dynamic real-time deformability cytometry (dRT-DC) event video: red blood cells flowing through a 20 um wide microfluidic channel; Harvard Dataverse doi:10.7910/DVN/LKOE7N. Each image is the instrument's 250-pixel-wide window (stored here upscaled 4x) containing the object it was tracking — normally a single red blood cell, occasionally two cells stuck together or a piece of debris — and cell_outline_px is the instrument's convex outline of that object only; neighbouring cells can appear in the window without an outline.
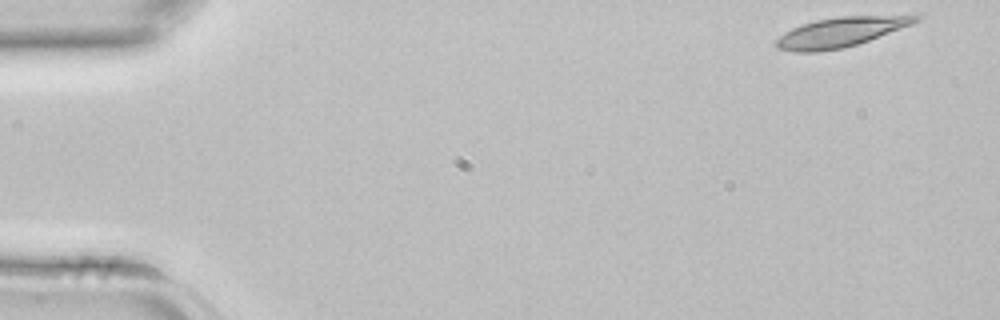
{"species": "common noctule bat (a hibernating species)", "species_latin": "Nyctalus noctula", "temperature_condition": "room temperature", "stored_images_in_passage": 3, "camera_frame_rate_fps": 3000, "um_per_image_px": 0.085, "animal": {"sex": "female", "body_mass_g": 22.7, "forearm_length_mm": 54.2}, "frame": {"image": 1, "passage_image": 1, "time_ms": 0.0, "image_size_px": [1000, 320], "cell_outline_px": [[924, 16], [920, 20], [912, 24], [868, 40], [844, 48], [816, 52], [792, 52], [776, 48], [776, 40], [784, 32], [792, 28], [816, 20], [840, 16]], "centroid_in_image_um": [71.39, 2.74], "position_along_channel_um": 13.6, "area_um2": 23.7}}
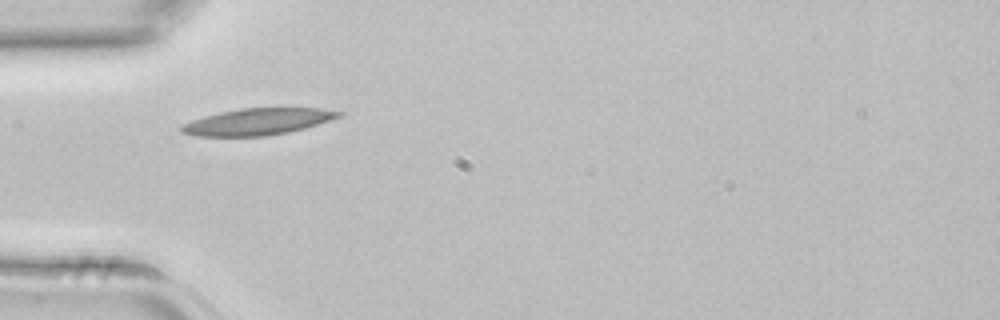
{"frame": {"image": 2, "passage_image": 3, "time_ms": 0.667, "image_size_px": [1000, 320], "cell_outline_px": [[344, 116], [304, 128], [288, 132], [264, 136], [196, 136], [180, 132], [180, 124], [204, 116], [220, 112], [240, 108], [320, 108], [344, 112]], "centroid_in_image_um": [21.9, 10.34], "position_along_channel_um": 63.1, "area_um2": 24.45}}